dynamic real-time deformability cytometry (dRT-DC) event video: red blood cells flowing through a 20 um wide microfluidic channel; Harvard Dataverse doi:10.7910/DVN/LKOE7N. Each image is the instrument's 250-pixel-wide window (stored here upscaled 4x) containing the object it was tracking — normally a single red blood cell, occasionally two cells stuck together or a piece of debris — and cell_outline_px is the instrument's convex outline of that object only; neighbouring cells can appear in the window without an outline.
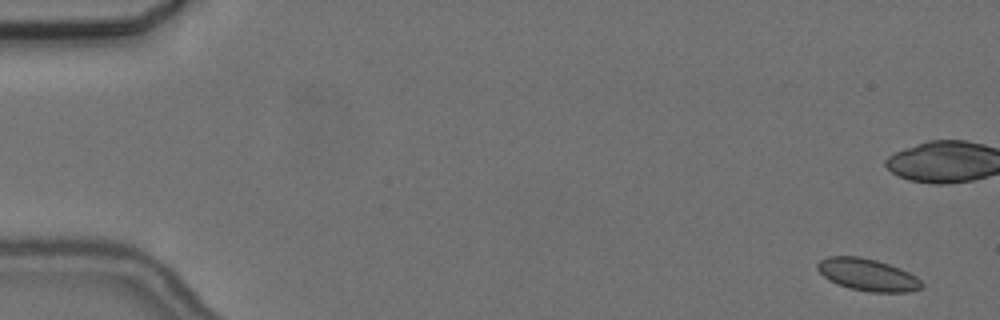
{"species": "common noctule bat (a hibernating species)", "species_latin": "Nyctalus noctula", "temperature_condition": "cold", "stored_images_in_passage": 18, "camera_frame_rate_fps": 3000, "um_per_image_px": 0.085, "animal": {"sex": "female", "body_mass_g": 24.6, "forearm_length_mm": 56.2}, "frame": {"image": 1, "passage_image": 3, "time_ms": 0.667, "image_size_px": [1000, 320], "cell_outline_px": [[924, 284], [920, 288], [908, 292], [872, 292], [848, 288], [836, 284], [828, 280], [816, 268], [816, 264], [820, 260], [828, 256], [860, 256], [876, 260], [900, 268], [916, 276]], "centroid_in_image_um": [73.72, 23.35], "position_along_channel_um": 11.3, "area_um2": 19.59}}